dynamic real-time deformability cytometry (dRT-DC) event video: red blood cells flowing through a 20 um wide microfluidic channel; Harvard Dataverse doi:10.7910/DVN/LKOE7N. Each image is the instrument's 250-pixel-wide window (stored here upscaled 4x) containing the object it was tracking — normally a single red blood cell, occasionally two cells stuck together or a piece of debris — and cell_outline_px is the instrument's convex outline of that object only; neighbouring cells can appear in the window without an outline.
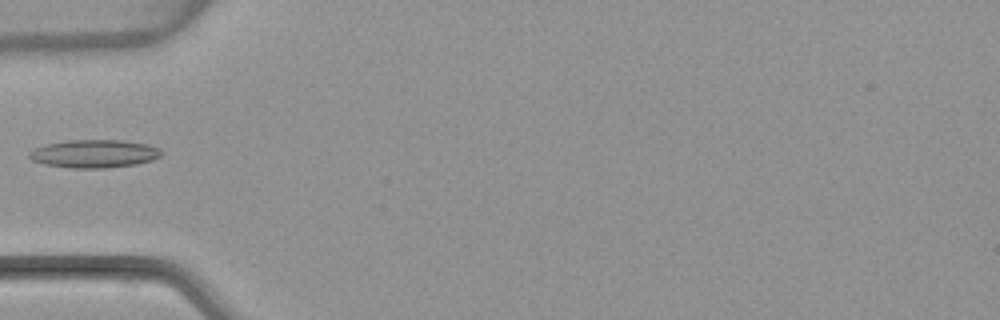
{"species": "common noctule bat (a hibernating species)", "species_latin": "Nyctalus noctula", "temperature_condition": "warm", "stored_images_in_passage": 2, "camera_frame_rate_fps": 3000, "um_per_image_px": 0.085, "animal": {"sex": "female", "body_mass_g": 22.7, "forearm_length_mm": 54.2}, "frame": {"image": 1, "passage_image": 1, "time_ms": 0.0, "image_size_px": [1000, 320], "cell_outline_px": [[164, 152], [160, 156], [152, 160], [136, 164], [104, 168], [72, 168], [44, 164], [32, 160], [28, 156], [28, 152], [32, 148], [44, 144], [68, 140], [120, 140], [148, 144], [160, 148]], "centroid_in_image_um": [7.99, 13.06], "position_along_channel_um": 77.0, "area_um2": 21.79}}
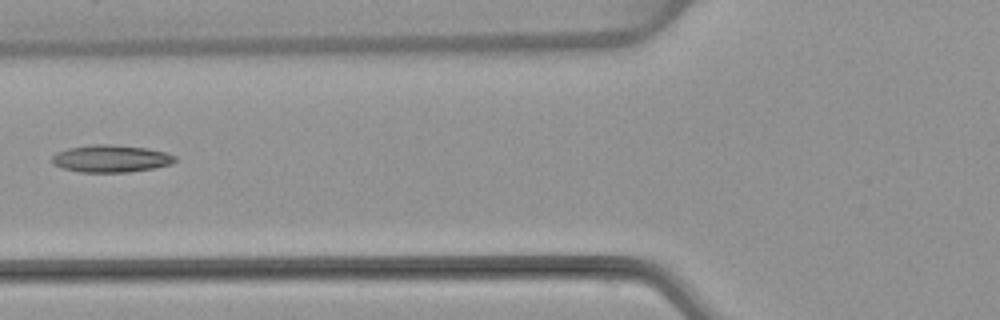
{"frame": {"image": 2, "passage_image": 2, "time_ms": 1.0, "image_size_px": [1000, 320], "cell_outline_px": [[176, 160], [172, 164], [152, 168], [128, 172], [80, 172], [64, 168], [52, 164], [52, 156], [56, 152], [68, 148], [92, 144], [112, 144], [148, 148], [164, 152], [176, 156]], "centroid_in_image_um": [9.42, 13.47], "position_along_channel_um": 116.4, "area_um2": 19.59}}